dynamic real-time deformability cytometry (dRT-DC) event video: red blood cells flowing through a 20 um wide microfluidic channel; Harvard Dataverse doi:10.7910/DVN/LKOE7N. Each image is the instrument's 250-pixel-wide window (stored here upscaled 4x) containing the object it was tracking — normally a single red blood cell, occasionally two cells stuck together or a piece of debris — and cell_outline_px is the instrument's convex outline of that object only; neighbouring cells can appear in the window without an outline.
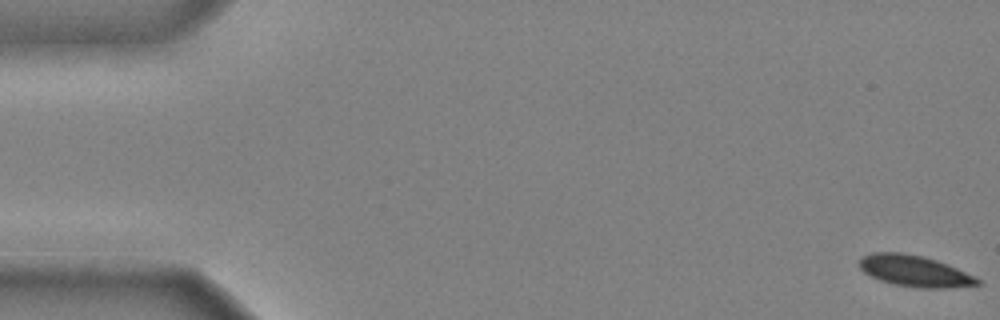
{"species": "common noctule bat (a hibernating species)", "species_latin": "Nyctalus noctula", "temperature_condition": "cold", "stored_images_in_passage": 49, "camera_frame_rate_fps": 3000, "um_per_image_px": 0.085, "animal": {"sex": "male", "body_mass_g": 20.4}, "frame": {"image": 1, "passage_image": 1, "time_ms": 0.0, "image_size_px": [1000, 320], "cell_outline_px": [[984, 284], [952, 288], [916, 288], [892, 284], [880, 280], [864, 272], [860, 268], [860, 256], [872, 252], [900, 252], [920, 256], [936, 260], [948, 264], [976, 276]], "centroid_in_image_um": [77.78, 23.05], "position_along_channel_um": 7.2, "area_um2": 21.73}}
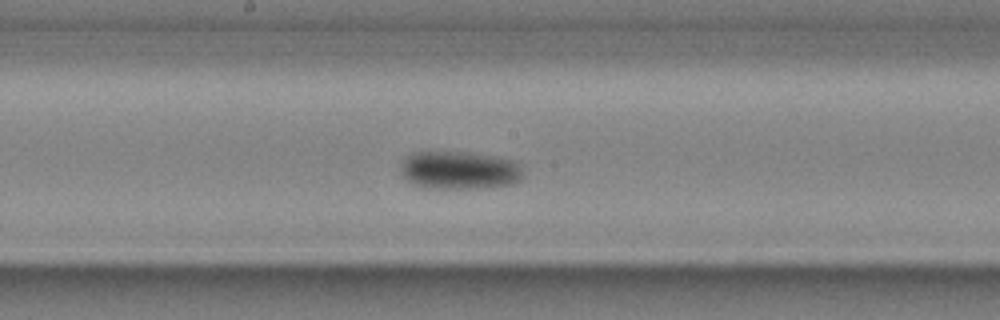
{"frame": {"image": 2, "passage_image": 27, "time_ms": 8.667, "image_size_px": [1000, 320], "cell_outline_px": [[524, 176], [520, 180], [512, 184], [480, 188], [428, 188], [412, 184], [404, 176], [400, 164], [412, 152], [468, 152], [500, 156], [512, 160], [520, 164]], "centroid_in_image_um": [39.1, 14.46], "position_along_channel_um": 209.1, "area_um2": 27.34}}
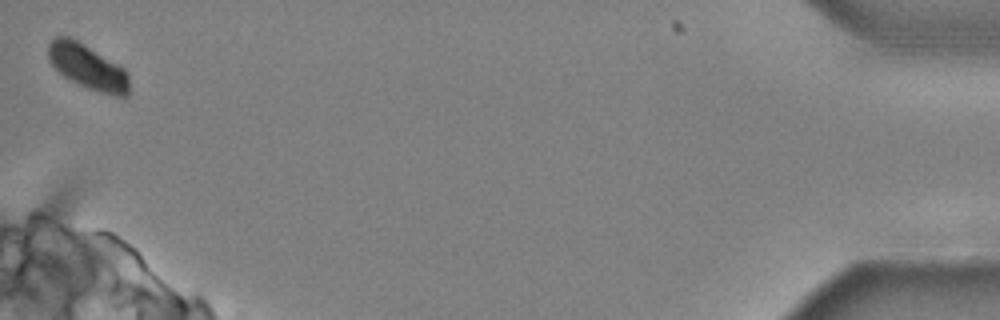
{"frame": {"image": 3, "passage_image": 49, "time_ms": 16.0, "image_size_px": [1000, 320], "cell_outline_px": [[128, 96], [124, 100], [88, 88], [64, 76], [48, 60], [48, 44], [52, 36], [68, 36], [84, 44], [124, 68], [128, 72]], "centroid_in_image_um": [7.47, 5.69], "position_along_channel_um": 427.7, "area_um2": 21.21}, "authors_computed_cell_mechanics": {"area_um2": 23.5824, "velocity_mm_per_s": 3.9201, "shape_relaxation_time_tau1_ms": 2.2541, "shape_relaxation_time_tau2_ms": null, "deformation_change_tau1": 0.0697, "deformation_change_tau2": null}}